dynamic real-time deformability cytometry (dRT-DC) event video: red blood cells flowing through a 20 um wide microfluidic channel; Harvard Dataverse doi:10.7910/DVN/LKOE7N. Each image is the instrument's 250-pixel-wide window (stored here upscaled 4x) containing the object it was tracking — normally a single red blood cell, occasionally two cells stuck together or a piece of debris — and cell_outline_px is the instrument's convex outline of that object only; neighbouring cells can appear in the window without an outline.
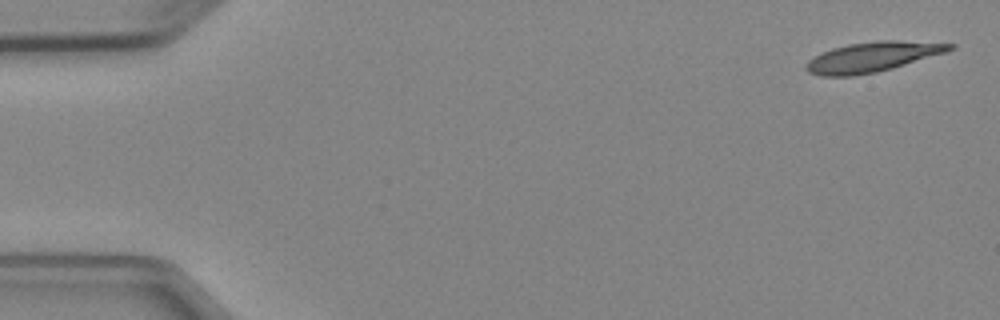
{"species": "Egyptian fruit bat (a non-hibernating species)", "species_latin": "Rousettus aegyptiacus", "temperature_condition": "cold", "stored_images_in_passage": 6, "camera_frame_rate_fps": 3000, "um_per_image_px": 0.085, "animal": {"sex": "female"}, "frame": {"image": 1, "passage_image": 1, "time_ms": 0.0, "image_size_px": [1000, 320], "cell_outline_px": [[956, 48], [944, 52], [892, 68], [876, 72], [852, 76], [820, 76], [808, 72], [804, 68], [804, 64], [808, 60], [832, 48], [848, 44], [880, 40], [896, 40], [956, 44]], "centroid_in_image_um": [74.11, 4.84], "position_along_channel_um": 10.9, "area_um2": 24.8}}
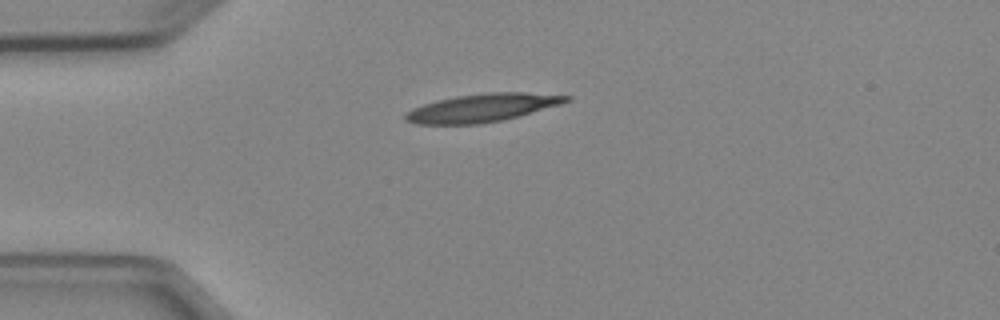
{"frame": {"image": 2, "passage_image": 4, "time_ms": 3.667, "image_size_px": [1000, 320], "cell_outline_px": [[572, 100], [560, 104], [504, 120], [480, 124], [416, 124], [404, 120], [404, 116], [412, 108], [436, 100], [456, 96], [488, 92], [524, 92], [572, 96]], "centroid_in_image_um": [40.99, 9.16], "position_along_channel_um": 44.0, "area_um2": 26.3}}